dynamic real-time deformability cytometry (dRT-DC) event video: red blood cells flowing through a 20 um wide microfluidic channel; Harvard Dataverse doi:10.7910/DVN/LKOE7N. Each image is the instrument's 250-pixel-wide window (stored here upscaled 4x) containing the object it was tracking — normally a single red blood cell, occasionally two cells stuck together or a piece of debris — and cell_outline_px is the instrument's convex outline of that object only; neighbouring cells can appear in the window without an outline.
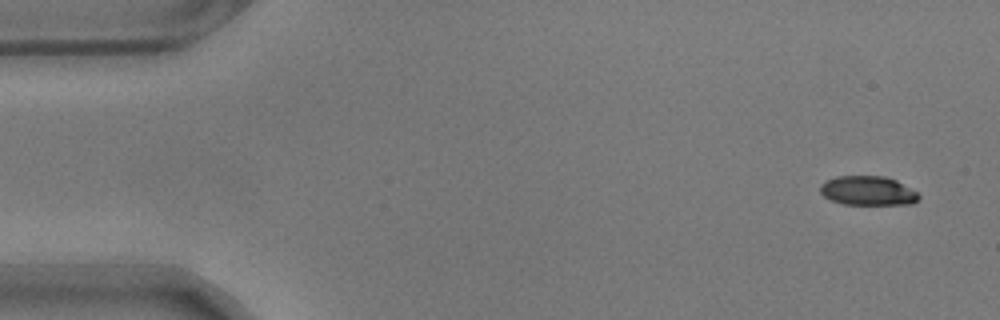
{"species": "common noctule bat (a hibernating species)", "species_latin": "Nyctalus noctula", "temperature_condition": "warm", "stored_images_in_passage": 55, "camera_frame_rate_fps": 3000, "um_per_image_px": 0.085, "animal": {"sex": "male", "body_mass_g": 17.9}, "frame": {"image": 1, "passage_image": 1, "time_ms": 0.0, "image_size_px": [1000, 320], "cell_outline_px": [[920, 200], [912, 204], [844, 204], [832, 200], [824, 196], [820, 192], [820, 184], [836, 176], [884, 176], [896, 180], [916, 192], [920, 196]], "centroid_in_image_um": [73.78, 16.21], "position_along_channel_um": 11.2, "area_um2": 16.7}}
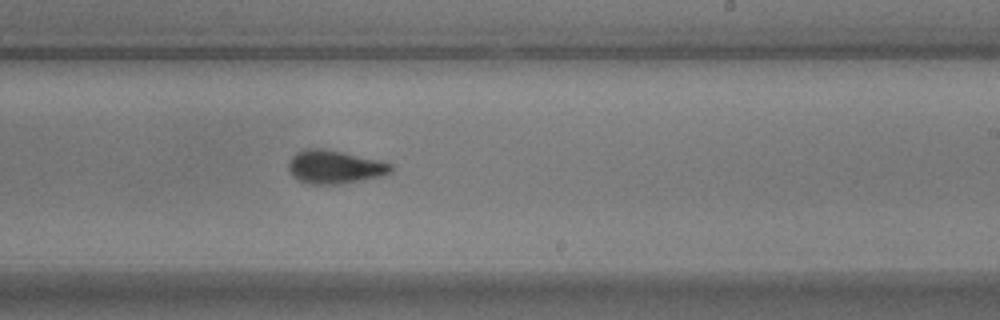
{"frame": {"image": 2, "passage_image": 32, "time_ms": 10.333, "image_size_px": [1000, 320], "cell_outline_px": [[392, 172], [384, 176], [340, 184], [312, 184], [300, 180], [292, 176], [288, 168], [288, 164], [292, 156], [296, 152], [304, 148], [324, 148], [344, 152], [380, 160], [392, 164]], "centroid_in_image_um": [28.46, 14.18], "position_along_channel_um": 260.5, "area_um2": 20.11}}
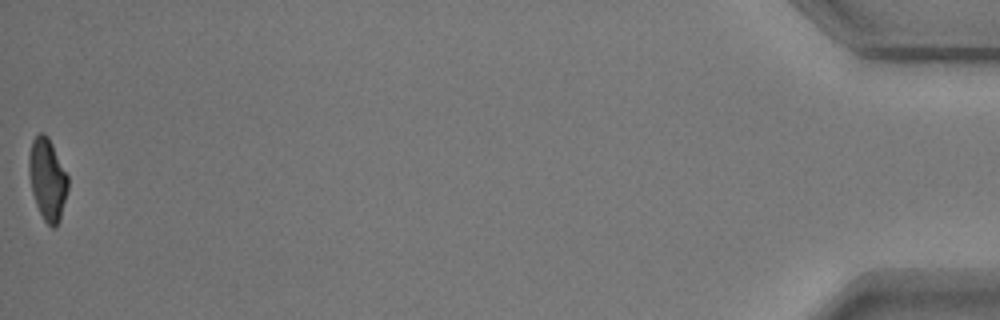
{"frame": {"image": 3, "passage_image": 55, "time_ms": 18.0, "image_size_px": [1000, 320], "cell_outline_px": [[68, 188], [60, 220], [52, 228], [44, 220], [36, 204], [32, 192], [28, 172], [28, 156], [32, 140], [40, 132], [44, 132], [48, 136], [68, 176]], "centroid_in_image_um": [4.02, 15.21], "position_along_channel_um": 431.2, "area_um2": 18.55}, "authors_computed_cell_mechanics": {"area_um2": 19.2474, "velocity_mm_per_s": 3.5342, "shape_relaxation_time_tau1_ms": 2.8115, "shape_relaxation_time_tau2_ms": 0.8836, "deformation_change_tau1": 0.1666, "deformation_change_tau2": 0.069}}